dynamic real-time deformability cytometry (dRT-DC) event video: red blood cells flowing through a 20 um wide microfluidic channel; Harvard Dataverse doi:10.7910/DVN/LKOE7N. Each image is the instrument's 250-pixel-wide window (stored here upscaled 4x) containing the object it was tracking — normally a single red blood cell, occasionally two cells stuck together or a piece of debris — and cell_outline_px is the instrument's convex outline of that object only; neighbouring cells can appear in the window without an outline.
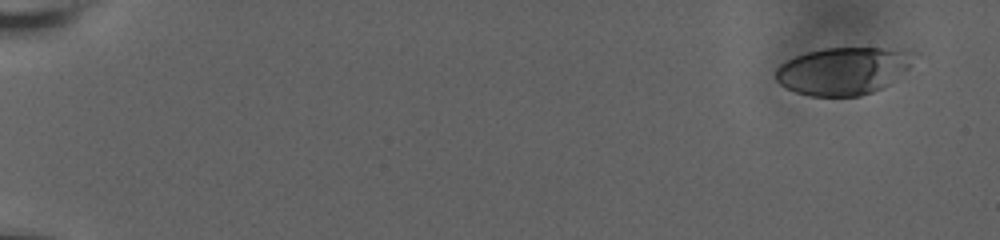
{"species": "human", "species_latin": "Homo sapiens", "temperature_condition": "room temperature", "stored_images_in_passage": 85, "camera_frame_rate_fps": 3000, "um_per_image_px": 0.085, "donor": {"sex": "male"}, "frame": {"image": 1, "passage_image": 1, "time_ms": 0.0, "image_size_px": [1000, 240], "cell_outline_px": [[912, 52], [908, 68], [888, 84], [872, 92], [860, 96], [808, 96], [784, 88], [776, 80], [776, 68], [780, 64], [796, 56], [808, 52], [824, 48], [884, 48]], "centroid_in_image_um": [71.59, 6.04], "position_along_channel_um": 13.4, "area_um2": 37.69}}
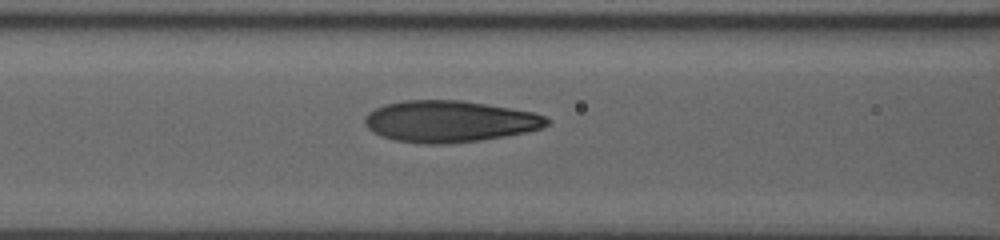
{"frame": {"image": 2, "passage_image": 47, "time_ms": 8.333, "image_size_px": [1000, 240], "cell_outline_px": [[548, 124], [544, 128], [528, 132], [480, 140], [440, 144], [428, 144], [396, 140], [380, 136], [372, 132], [364, 124], [364, 116], [368, 112], [384, 104], [404, 100], [460, 100], [532, 112], [544, 116], [548, 120]], "centroid_in_image_um": [38.16, 10.32], "position_along_channel_um": 128.4, "area_um2": 43.87}}
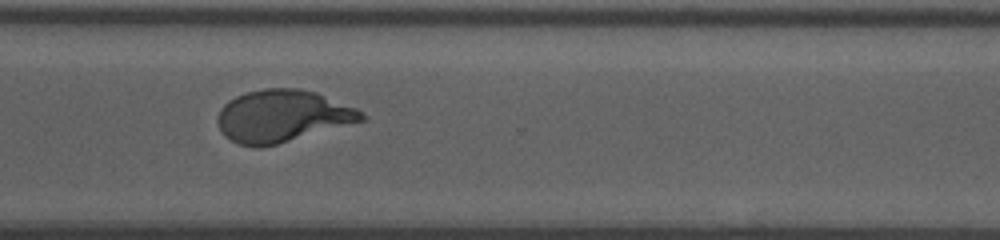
{"frame": {"image": 3, "passage_image": 84, "time_ms": 14.333, "image_size_px": [1000, 240], "cell_outline_px": [[368, 116], [364, 120], [276, 144], [260, 148], [256, 148], [236, 144], [224, 136], [216, 120], [220, 108], [228, 100], [236, 96], [248, 92], [264, 88], [296, 88], [316, 92], [356, 108]], "centroid_in_image_um": [23.95, 9.87], "position_along_channel_um": 346.6, "area_um2": 43.64}}